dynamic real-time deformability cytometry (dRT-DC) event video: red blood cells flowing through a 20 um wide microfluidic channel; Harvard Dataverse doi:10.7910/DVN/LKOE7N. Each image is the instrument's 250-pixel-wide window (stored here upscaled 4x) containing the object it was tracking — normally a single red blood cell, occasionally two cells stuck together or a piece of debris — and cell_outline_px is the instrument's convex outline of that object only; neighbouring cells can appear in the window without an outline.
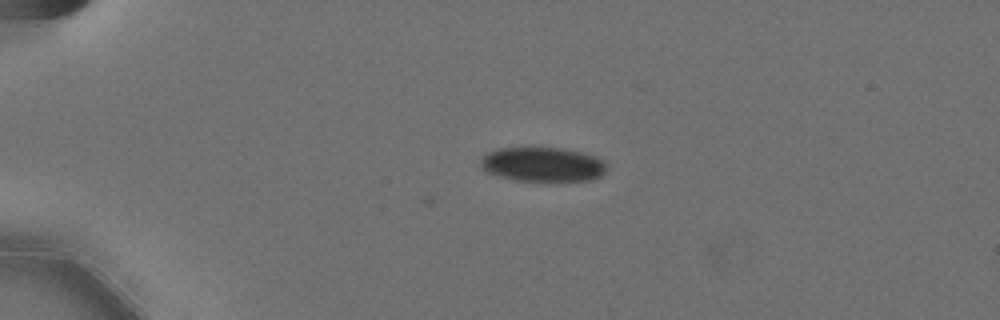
{"species": "Egyptian fruit bat (a non-hibernating species)", "species_latin": "Rousettus aegyptiacus", "temperature_condition": "cold", "stored_images_in_passage": 2, "camera_frame_rate_fps": 3000, "um_per_image_px": 0.085, "animal": {"sex": "female"}, "frame": {"image": 1, "passage_image": 2, "time_ms": 0.333, "image_size_px": [1000, 320], "cell_outline_px": [[608, 168], [600, 176], [592, 180], [556, 184], [512, 180], [488, 172], [480, 164], [480, 160], [488, 152], [500, 148], [560, 148], [580, 152], [596, 156], [604, 160]], "centroid_in_image_um": [46.2, 14.03], "position_along_channel_um": 38.8, "area_um2": 26.13}}